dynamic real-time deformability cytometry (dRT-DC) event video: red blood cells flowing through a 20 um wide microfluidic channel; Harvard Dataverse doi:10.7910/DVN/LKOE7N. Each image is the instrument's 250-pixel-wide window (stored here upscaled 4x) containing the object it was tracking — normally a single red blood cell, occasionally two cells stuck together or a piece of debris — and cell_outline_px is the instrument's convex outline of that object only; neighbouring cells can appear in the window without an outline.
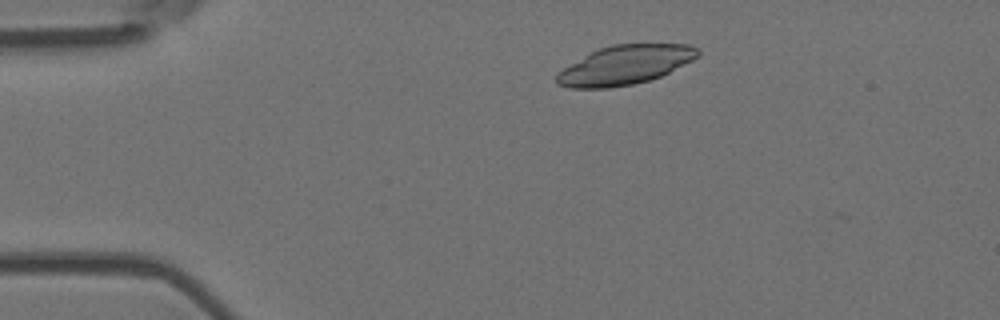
{"species": "Egyptian fruit bat (a non-hibernating species)", "species_latin": "Rousettus aegyptiacus", "temperature_condition": "room temperature", "stored_images_in_passage": 21, "camera_frame_rate_fps": 3000, "um_per_image_px": 0.085, "animal": {"sex": "female"}, "frame": {"image": 1, "passage_image": 6, "time_ms": 1.667, "image_size_px": [1000, 320], "cell_outline_px": [[700, 56], [660, 76], [648, 80], [632, 84], [608, 88], [568, 88], [556, 84], [556, 76], [564, 68], [584, 56], [600, 48], [612, 44], [688, 44], [700, 48]], "centroid_in_image_um": [53.15, 5.52], "position_along_channel_um": 31.9, "area_um2": 31.85}}